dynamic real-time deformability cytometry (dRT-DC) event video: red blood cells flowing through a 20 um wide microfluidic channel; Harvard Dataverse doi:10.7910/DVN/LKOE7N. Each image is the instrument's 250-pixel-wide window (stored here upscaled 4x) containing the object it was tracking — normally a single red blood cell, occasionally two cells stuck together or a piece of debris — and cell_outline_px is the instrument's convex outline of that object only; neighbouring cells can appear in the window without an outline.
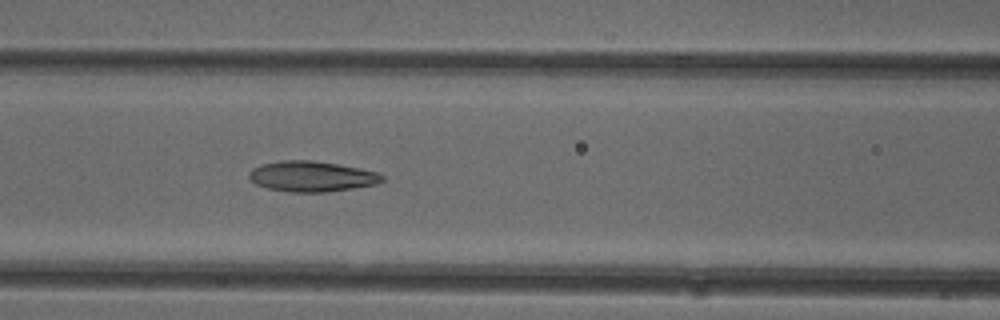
{"species": "common noctule bat (a hibernating species)", "species_latin": "Nyctalus noctula", "temperature_condition": "cold", "stored_images_in_passage": 50, "camera_frame_rate_fps": 3000, "um_per_image_px": 0.085, "animal": {"sex": "female"}, "frame": {"image": 1, "passage_image": 21, "time_ms": 6.667, "image_size_px": [1000, 320], "cell_outline_px": [[384, 180], [376, 184], [352, 188], [324, 192], [288, 192], [268, 188], [256, 184], [248, 176], [248, 172], [252, 168], [264, 164], [280, 160], [312, 160], [336, 164], [380, 172], [384, 176]], "centroid_in_image_um": [26.5, 14.99], "position_along_channel_um": 140.1, "area_um2": 23.58}}
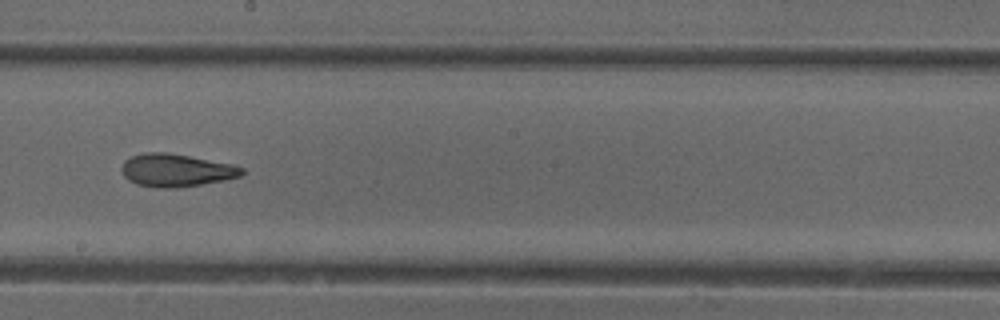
{"frame": {"image": 2, "passage_image": 28, "time_ms": 9.0, "image_size_px": [1000, 320], "cell_outline_px": [[244, 172], [240, 176], [224, 180], [176, 188], [160, 188], [136, 184], [128, 180], [124, 176], [120, 168], [124, 160], [132, 156], [144, 152], [168, 152], [232, 164], [244, 168]], "centroid_in_image_um": [14.94, 14.47], "position_along_channel_um": 233.3, "area_um2": 23.0}}
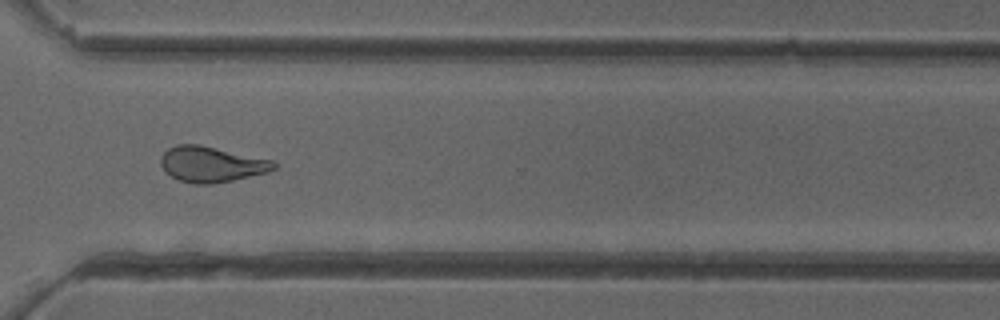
{"frame": {"image": 3, "passage_image": 37, "time_ms": 12.0, "image_size_px": [1000, 320], "cell_outline_px": [[276, 168], [268, 172], [232, 180], [212, 184], [196, 184], [180, 180], [164, 172], [160, 164], [160, 156], [168, 148], [176, 144], [200, 144], [272, 160], [276, 164]], "centroid_in_image_um": [17.93, 13.95], "position_along_channel_um": 352.7, "area_um2": 23.47}, "authors_computed_cell_mechanics": {"area_um2": 23.698, "velocity_mm_per_s": 3.9959, "shape_relaxation_time_tau1_ms": null, "shape_relaxation_time_tau2_ms": 1.8809, "deformation_change_tau1": null, "deformation_change_tau2": 0.0949}}